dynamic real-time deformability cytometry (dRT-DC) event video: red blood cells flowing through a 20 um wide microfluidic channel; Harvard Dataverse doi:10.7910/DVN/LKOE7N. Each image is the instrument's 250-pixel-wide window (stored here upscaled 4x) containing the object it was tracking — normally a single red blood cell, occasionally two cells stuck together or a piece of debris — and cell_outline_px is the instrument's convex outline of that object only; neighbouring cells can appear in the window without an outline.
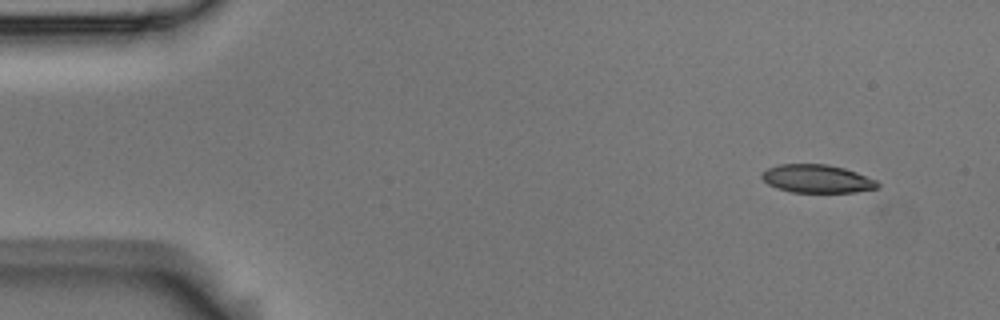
{"species": "Egyptian fruit bat (a non-hibernating species)", "species_latin": "Rousettus aegyptiacus", "temperature_condition": "room temperature", "stored_images_in_passage": 4, "camera_frame_rate_fps": 3000, "um_per_image_px": 0.085, "animal": {"sex": "male"}, "frame": {"image": 1, "passage_image": 1, "time_ms": 0.0, "image_size_px": [1000, 320], "cell_outline_px": [[880, 188], [856, 192], [792, 192], [776, 188], [768, 184], [760, 176], [760, 172], [768, 168], [780, 164], [828, 164], [844, 168], [856, 172], [876, 180], [880, 184]], "centroid_in_image_um": [69.44, 15.19], "position_along_channel_um": 15.6, "area_um2": 19.13}}
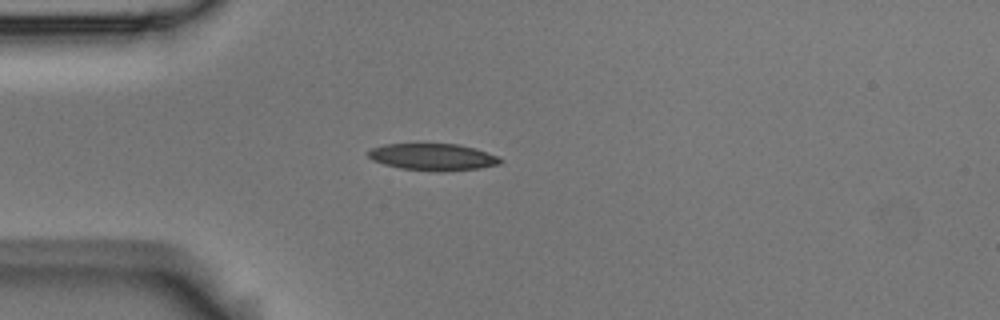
{"frame": {"image": 2, "passage_image": 4, "time_ms": 1.0, "image_size_px": [1000, 320], "cell_outline_px": [[504, 160], [500, 164], [480, 168], [440, 172], [400, 168], [384, 164], [372, 160], [368, 156], [368, 152], [372, 148], [384, 144], [460, 144], [476, 148], [500, 156]], "centroid_in_image_um": [36.85, 13.34], "position_along_channel_um": 48.1, "area_um2": 20.87}}